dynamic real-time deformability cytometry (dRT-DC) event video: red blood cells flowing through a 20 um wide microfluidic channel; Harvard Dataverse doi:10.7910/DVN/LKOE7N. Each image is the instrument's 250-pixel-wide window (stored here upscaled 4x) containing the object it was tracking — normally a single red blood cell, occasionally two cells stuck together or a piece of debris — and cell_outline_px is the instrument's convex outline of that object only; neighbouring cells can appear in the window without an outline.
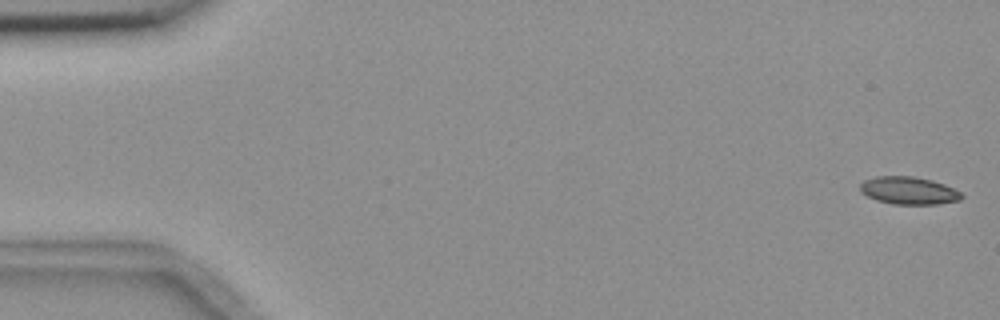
{"species": "common noctule bat (a hibernating species)", "species_latin": "Nyctalus noctula", "temperature_condition": "room temperature", "stored_images_in_passage": 4, "camera_frame_rate_fps": 3000, "um_per_image_px": 0.085, "animal": {"sex": "female", "body_mass_g": 18.4}, "frame": {"image": 1, "passage_image": 1, "time_ms": 0.0, "image_size_px": [1000, 320], "cell_outline_px": [[964, 196], [960, 200], [936, 204], [892, 204], [876, 200], [860, 192], [860, 184], [864, 180], [876, 176], [912, 176], [932, 180], [944, 184], [960, 192]], "centroid_in_image_um": [77.22, 16.2], "position_along_channel_um": 7.8, "area_um2": 16.3}}